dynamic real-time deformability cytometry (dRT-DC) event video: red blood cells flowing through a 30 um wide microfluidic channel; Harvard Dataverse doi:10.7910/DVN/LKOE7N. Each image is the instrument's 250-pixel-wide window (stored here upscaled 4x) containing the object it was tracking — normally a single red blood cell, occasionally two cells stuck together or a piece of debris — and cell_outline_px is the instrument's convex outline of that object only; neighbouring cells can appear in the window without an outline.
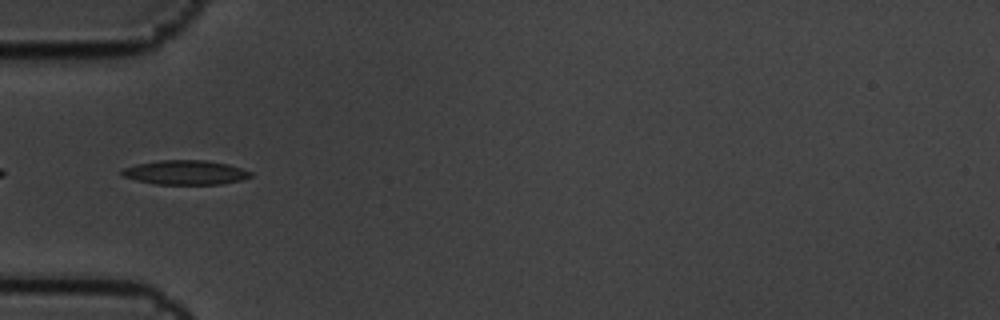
{"species": "common noctule bat (a hibernating species)", "species_latin": "Nyctalus noctula", "temperature_condition": "cold", "stored_images_in_passage": 10, "camera_frame_rate_fps": 3000, "um_per_image_px": 0.085, "animal": {"sex": "male", "body_mass_g": 19.5, "forearm_length_mm": 54.6}, "frame": {"image": 1, "passage_image": 5, "time_ms": 1.333, "image_size_px": [1000, 320], "cell_outline_px": [[252, 176], [240, 180], [220, 184], [156, 184], [136, 180], [124, 176], [120, 172], [120, 168], [136, 164], [160, 160], [208, 160], [228, 164], [252, 172]], "centroid_in_image_um": [15.73, 14.65], "position_along_channel_um": 69.3, "area_um2": 18.26}}
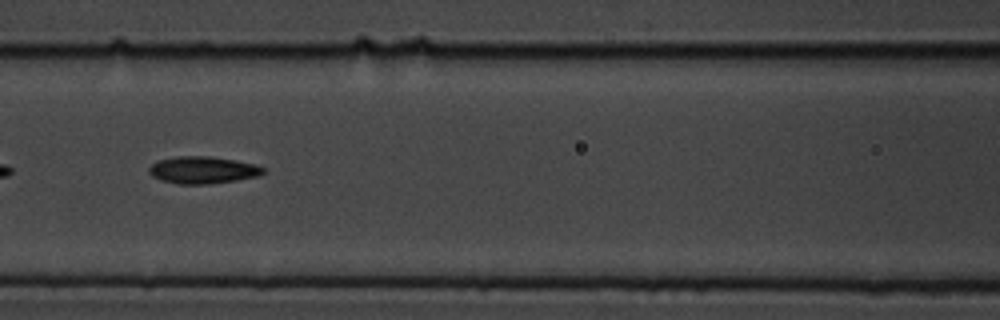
{"frame": {"image": 2, "passage_image": 7, "time_ms": 2.0, "image_size_px": [1000, 320], "cell_outline_px": [[264, 172], [260, 176], [236, 180], [204, 184], [180, 184], [160, 180], [152, 176], [148, 172], [148, 168], [156, 160], [176, 156], [208, 156], [236, 160], [256, 164], [264, 168]], "centroid_in_image_um": [17.22, 14.44], "position_along_channel_um": 149.4, "area_um2": 18.15}}
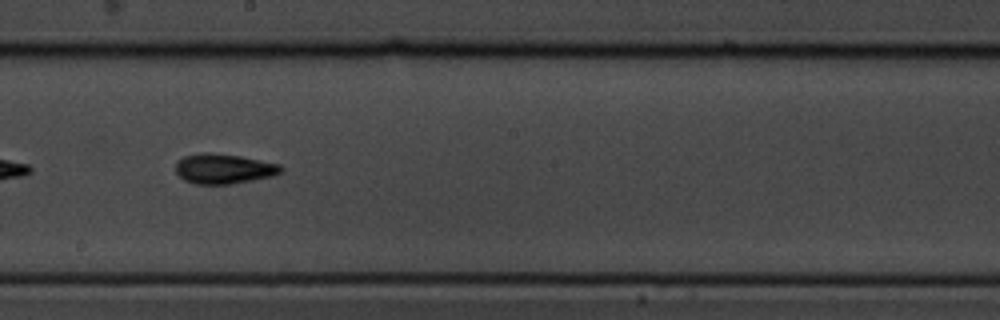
{"frame": {"image": 3, "passage_image": 9, "time_ms": 2.667, "image_size_px": [1000, 320], "cell_outline_px": [[284, 168], [280, 172], [272, 176], [232, 184], [196, 184], [184, 180], [176, 172], [176, 164], [184, 156], [204, 152], [208, 152], [240, 156], [280, 164]], "centroid_in_image_um": [19.02, 14.34], "position_along_channel_um": 229.2, "area_um2": 18.26}}